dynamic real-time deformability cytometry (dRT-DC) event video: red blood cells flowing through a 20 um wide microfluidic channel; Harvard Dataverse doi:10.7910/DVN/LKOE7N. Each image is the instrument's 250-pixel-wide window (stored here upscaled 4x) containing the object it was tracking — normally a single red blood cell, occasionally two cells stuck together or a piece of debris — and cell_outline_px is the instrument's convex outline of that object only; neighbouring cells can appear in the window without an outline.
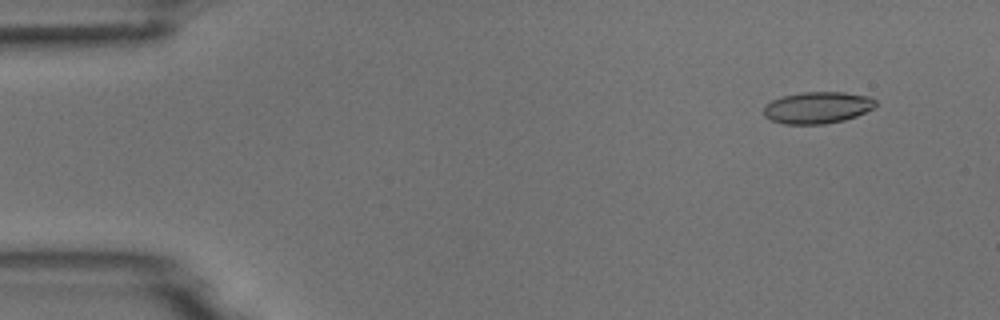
{"species": "common noctule bat (a hibernating species)", "species_latin": "Nyctalus noctula", "temperature_condition": "room temperature", "stored_images_in_passage": 5, "camera_frame_rate_fps": 3000, "um_per_image_px": 0.085, "animal": {"sex": "male", "body_mass_g": 18.8}, "frame": {"image": 1, "passage_image": 2, "time_ms": 1.0, "image_size_px": [1000, 320], "cell_outline_px": [[876, 108], [856, 116], [844, 120], [824, 124], [784, 124], [772, 120], [764, 116], [764, 104], [772, 100], [784, 96], [804, 92], [844, 92], [868, 96], [876, 100]], "centroid_in_image_um": [69.5, 9.15], "position_along_channel_um": 15.5, "area_um2": 20.75}}
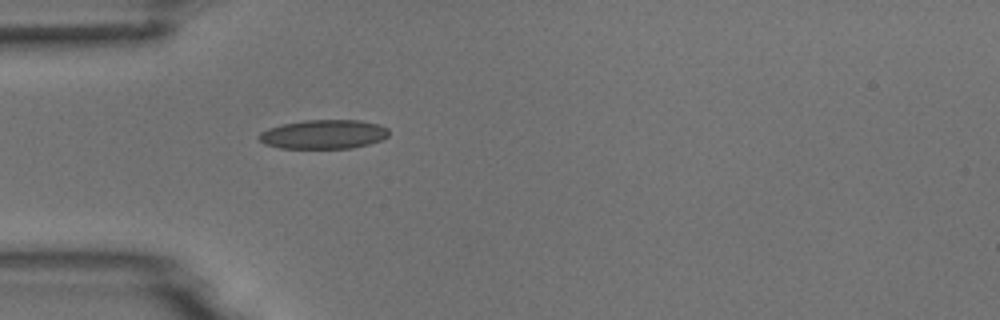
{"frame": {"image": 2, "passage_image": 5, "time_ms": 4.667, "image_size_px": [1000, 320], "cell_outline_px": [[388, 136], [380, 140], [368, 144], [352, 148], [280, 148], [264, 144], [256, 136], [260, 132], [268, 128], [280, 124], [304, 120], [360, 120], [380, 124], [388, 128]], "centroid_in_image_um": [27.48, 11.41], "position_along_channel_um": 57.5, "area_um2": 22.2}}